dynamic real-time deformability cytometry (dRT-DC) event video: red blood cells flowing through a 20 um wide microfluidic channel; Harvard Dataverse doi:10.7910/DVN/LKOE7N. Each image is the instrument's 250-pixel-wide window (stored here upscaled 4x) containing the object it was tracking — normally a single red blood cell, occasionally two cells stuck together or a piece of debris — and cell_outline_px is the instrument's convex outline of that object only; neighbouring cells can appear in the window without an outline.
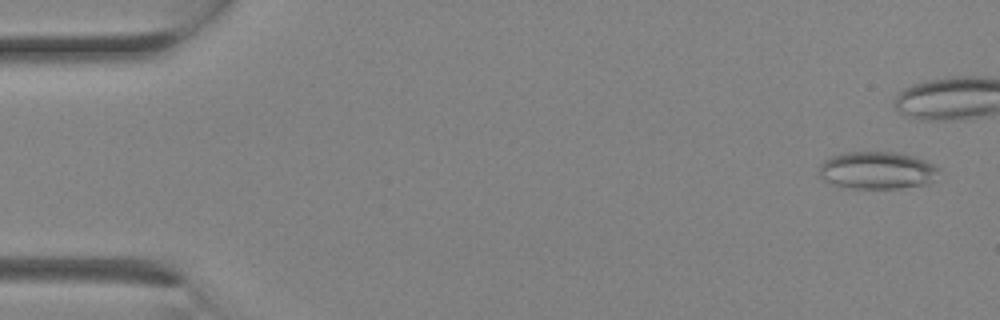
{"species": "Egyptian fruit bat (a non-hibernating species)", "species_latin": "Rousettus aegyptiacus", "temperature_condition": "room temperature", "stored_images_in_passage": 15, "camera_frame_rate_fps": 3000, "um_per_image_px": 0.085, "animal": {"sex": "female"}, "frame": {"image": 1, "passage_image": 1, "time_ms": 0.0, "image_size_px": [1000, 320], "cell_outline_px": [[940, 168], [924, 184], [900, 188], [852, 188], [836, 184], [824, 180], [820, 176], [820, 164], [824, 160], [832, 156], [848, 152], [896, 152], [912, 156], [924, 160]], "centroid_in_image_um": [74.5, 14.46], "position_along_channel_um": 10.5, "area_um2": 25.43}}
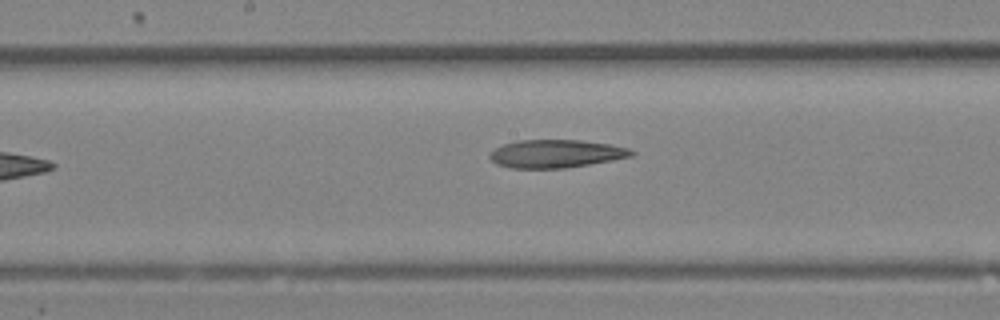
{"frame": {"image": 2, "passage_image": 15, "time_ms": 4.667, "image_size_px": [1000, 320], "cell_outline_px": [[636, 152], [632, 156], [612, 160], [564, 168], [512, 168], [496, 164], [488, 156], [488, 152], [504, 144], [516, 140], [580, 140], [608, 144], [628, 148]], "centroid_in_image_um": [47.21, 13.06], "position_along_channel_um": 201.0, "area_um2": 23.06}}